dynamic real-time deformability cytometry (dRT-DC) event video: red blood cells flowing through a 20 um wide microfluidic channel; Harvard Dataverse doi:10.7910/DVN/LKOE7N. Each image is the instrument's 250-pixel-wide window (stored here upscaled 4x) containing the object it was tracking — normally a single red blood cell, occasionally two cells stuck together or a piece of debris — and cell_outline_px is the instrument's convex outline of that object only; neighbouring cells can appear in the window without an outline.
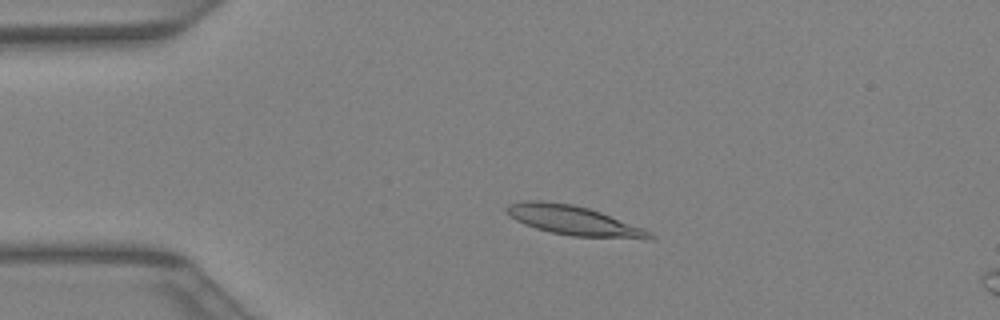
{"species": "Egyptian fruit bat (a non-hibernating species)", "species_latin": "Rousettus aegyptiacus", "temperature_condition": "warm", "stored_images_in_passage": 35, "camera_frame_rate_fps": 3000, "um_per_image_px": 0.085, "animal": {"sex": "female"}, "frame": {"image": 1, "passage_image": 3, "time_ms": 0.667, "image_size_px": [1000, 320], "cell_outline_px": [[656, 236], [652, 240], [572, 236], [552, 232], [536, 228], [524, 224], [516, 220], [504, 212], [504, 208], [508, 204], [524, 200], [540, 200], [572, 204], [588, 208], [600, 212], [644, 228], [652, 232]], "centroid_in_image_um": [48.79, 18.75], "position_along_channel_um": 36.2, "area_um2": 24.85}}
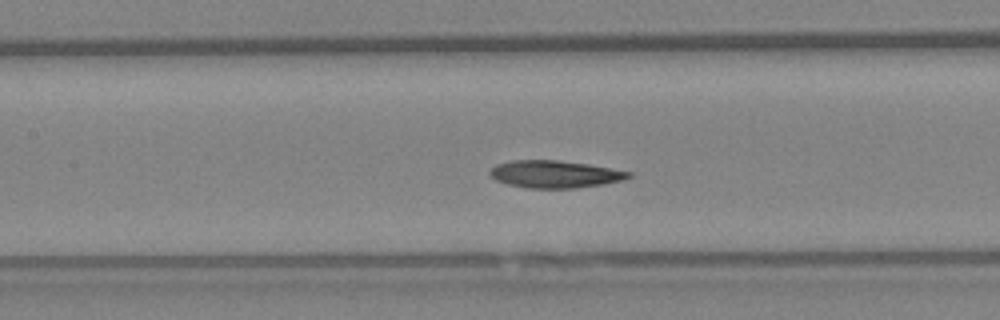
{"frame": {"image": 2, "passage_image": 13, "time_ms": 4.0, "image_size_px": [1000, 320], "cell_outline_px": [[632, 176], [624, 180], [604, 184], [576, 188], [528, 188], [508, 184], [496, 180], [488, 172], [496, 164], [512, 160], [556, 160], [588, 164], [632, 172]], "centroid_in_image_um": [47.18, 14.8], "position_along_channel_um": 160.2, "area_um2": 22.08}}
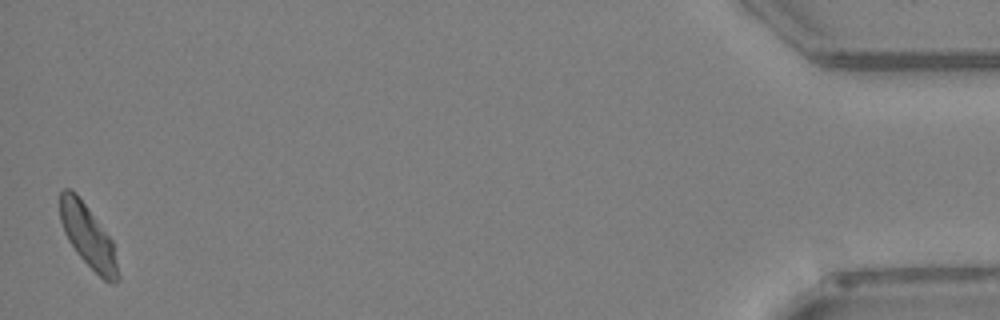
{"frame": {"image": 3, "passage_image": 35, "time_ms": 11.333, "image_size_px": [1000, 320], "cell_outline_px": [[120, 276], [116, 284], [112, 284], [104, 280], [76, 252], [68, 240], [64, 232], [60, 220], [60, 192], [64, 188], [68, 188], [76, 192], [112, 240]], "centroid_in_image_um": [7.48, 20.08], "position_along_channel_um": 427.7, "area_um2": 20.98}}